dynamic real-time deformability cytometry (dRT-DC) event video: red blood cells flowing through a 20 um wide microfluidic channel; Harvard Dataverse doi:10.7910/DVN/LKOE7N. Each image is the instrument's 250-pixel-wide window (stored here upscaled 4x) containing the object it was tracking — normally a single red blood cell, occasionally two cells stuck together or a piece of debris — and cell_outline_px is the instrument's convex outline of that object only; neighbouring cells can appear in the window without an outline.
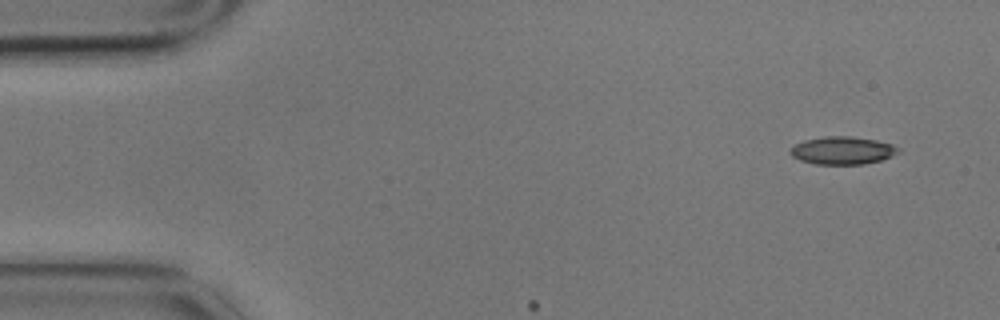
{"species": "common noctule bat (a hibernating species)", "species_latin": "Nyctalus noctula", "temperature_condition": "cold", "stored_images_in_passage": 14, "camera_frame_rate_fps": 3000, "um_per_image_px": 0.085, "animal": {"sex": "male", "body_mass_g": 17.9}, "frame": {"image": 1, "passage_image": 1, "time_ms": 0.0, "image_size_px": [1000, 320], "cell_outline_px": [[900, 152], [892, 156], [880, 160], [864, 164], [816, 164], [800, 160], [792, 156], [788, 152], [796, 144], [804, 140], [824, 136], [852, 136], [876, 140], [892, 144], [900, 148]], "centroid_in_image_um": [71.63, 12.78], "position_along_channel_um": 13.4, "area_um2": 17.51}}
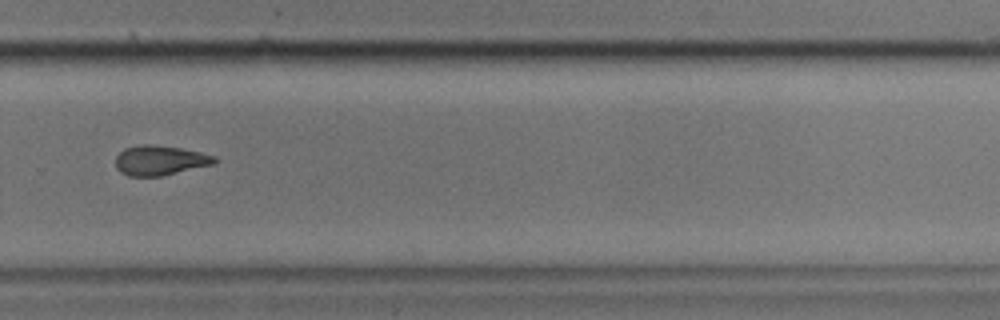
{"frame": {"image": 2, "passage_image": 10, "time_ms": 3.0, "image_size_px": [1000, 320], "cell_outline_px": [[220, 160], [216, 164], [160, 176], [128, 176], [120, 172], [116, 168], [116, 156], [124, 148], [144, 144], [152, 144], [180, 148], [200, 152], [216, 156]], "centroid_in_image_um": [13.63, 13.63], "position_along_channel_um": 316.2, "area_um2": 17.34}}
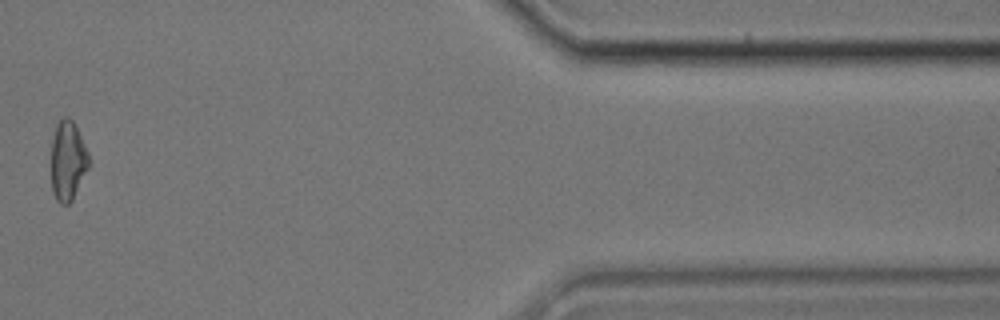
{"frame": {"image": 3, "passage_image": 13, "time_ms": 4.0, "image_size_px": [1000, 320], "cell_outline_px": [[88, 168], [72, 200], [68, 204], [60, 204], [56, 200], [52, 192], [52, 140], [56, 124], [64, 116], [72, 120], [88, 152]], "centroid_in_image_um": [5.74, 13.68], "position_along_channel_um": 405.7, "area_um2": 17.11}}